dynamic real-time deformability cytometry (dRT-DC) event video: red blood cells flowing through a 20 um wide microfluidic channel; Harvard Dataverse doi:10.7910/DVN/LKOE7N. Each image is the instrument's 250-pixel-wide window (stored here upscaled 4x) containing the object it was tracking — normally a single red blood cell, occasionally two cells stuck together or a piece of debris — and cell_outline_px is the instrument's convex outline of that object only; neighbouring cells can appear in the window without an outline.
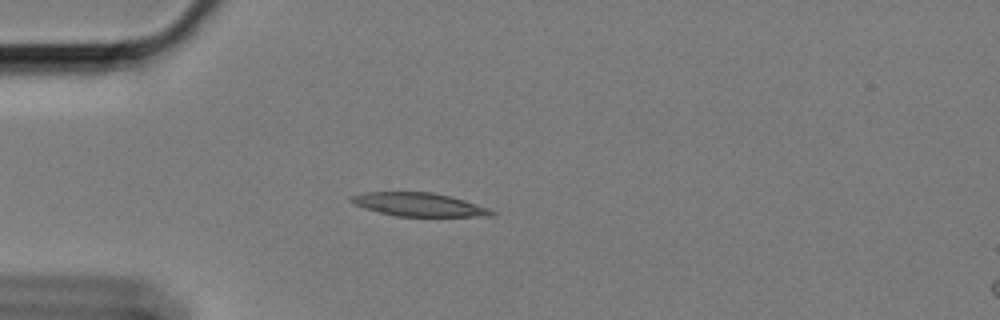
{"species": "Egyptian fruit bat (a non-hibernating species)", "species_latin": "Rousettus aegyptiacus", "temperature_condition": "cold", "stored_images_in_passage": 45, "camera_frame_rate_fps": 3000, "um_per_image_px": 0.085, "animal": {"sex": "female"}, "frame": {"image": 1, "passage_image": 2, "time_ms": 0.333, "image_size_px": [1000, 320], "cell_outline_px": [[496, 216], [396, 216], [364, 208], [348, 200], [348, 196], [364, 192], [432, 192], [452, 196], [488, 208], [496, 212]], "centroid_in_image_um": [35.6, 17.38], "position_along_channel_um": 49.4, "area_um2": 19.19}}
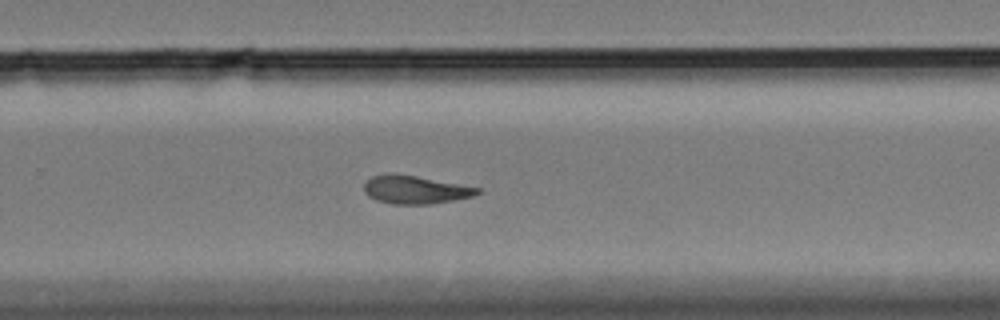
{"frame": {"image": 2, "passage_image": 25, "time_ms": 8.0, "image_size_px": [1000, 320], "cell_outline_px": [[480, 192], [472, 196], [432, 204], [392, 204], [376, 200], [368, 196], [364, 192], [364, 184], [372, 176], [388, 172], [416, 176], [480, 188]], "centroid_in_image_um": [35.23, 16.12], "position_along_channel_um": 294.6, "area_um2": 18.5}}
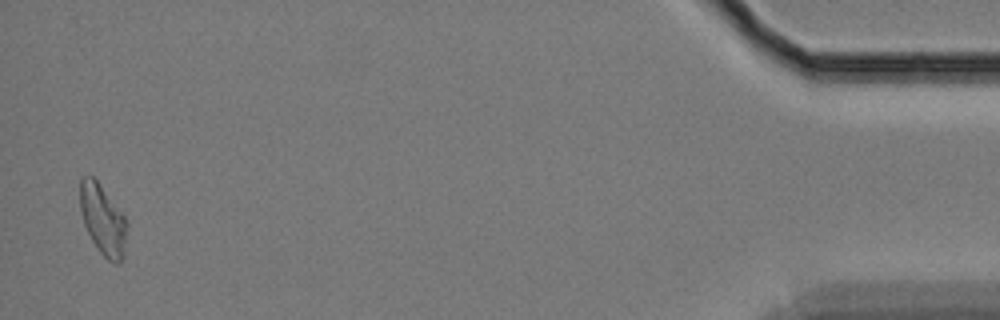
{"frame": {"image": 3, "passage_image": 44, "time_ms": 14.333, "image_size_px": [1000, 320], "cell_outline_px": [[128, 228], [124, 256], [120, 264], [112, 264], [100, 252], [92, 240], [84, 224], [80, 208], [80, 180], [84, 176], [92, 176], [100, 184], [124, 216], [128, 224]], "centroid_in_image_um": [8.77, 18.72], "position_along_channel_um": 426.4, "area_um2": 19.25}, "authors_computed_cell_mechanics": {"area_um2": 18.9584, "velocity_mm_per_s": 3.3778, "shape_relaxation_time_tau1_ms": null, "shape_relaxation_time_tau2_ms": 6.4627, "deformation_change_tau1": null, "deformation_change_tau2": 0.1402}}